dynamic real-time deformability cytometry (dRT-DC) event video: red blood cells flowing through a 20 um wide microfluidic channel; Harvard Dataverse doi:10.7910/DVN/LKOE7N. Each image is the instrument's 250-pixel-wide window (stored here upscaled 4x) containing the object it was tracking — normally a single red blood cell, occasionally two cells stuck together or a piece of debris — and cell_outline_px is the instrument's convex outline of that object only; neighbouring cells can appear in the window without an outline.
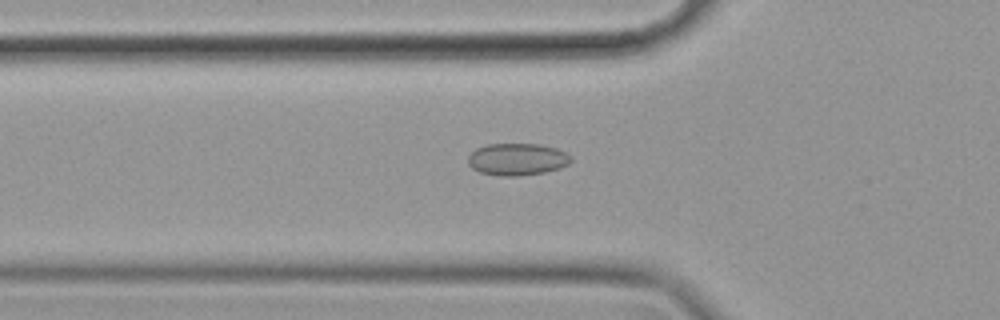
{"species": "common noctule bat (a hibernating species)", "species_latin": "Nyctalus noctula", "temperature_condition": "cold", "stored_images_in_passage": 57, "camera_frame_rate_fps": 3000, "um_per_image_px": 0.085, "animal": {"sex": "female", "body_mass_g": 19.9}, "frame": {"image": 1, "passage_image": 19, "time_ms": 6.0, "image_size_px": [1000, 320], "cell_outline_px": [[572, 160], [568, 164], [560, 168], [544, 172], [520, 176], [500, 176], [480, 172], [472, 168], [468, 164], [468, 156], [476, 148], [488, 144], [536, 144], [556, 148], [572, 156]], "centroid_in_image_um": [43.95, 13.54], "position_along_channel_um": 81.8, "area_um2": 19.25}}
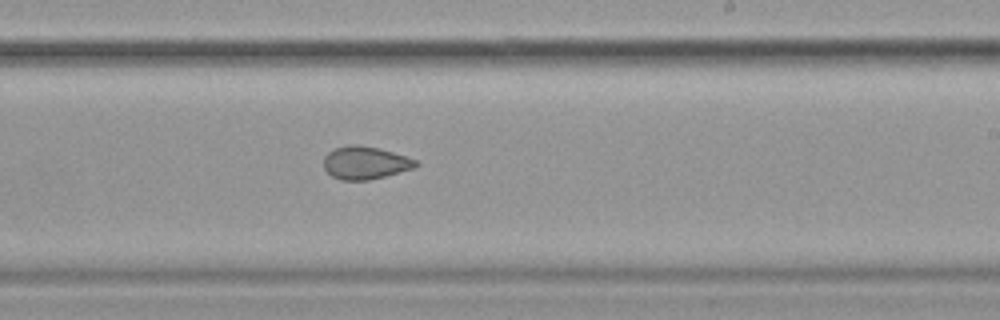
{"frame": {"image": 2, "passage_image": 34, "time_ms": 11.0, "image_size_px": [1000, 320], "cell_outline_px": [[420, 164], [416, 168], [368, 180], [340, 180], [332, 176], [324, 168], [324, 156], [328, 152], [336, 148], [348, 144], [356, 144], [380, 148], [416, 160]], "centroid_in_image_um": [31.04, 13.83], "position_along_channel_um": 258.0, "area_um2": 17.63}}
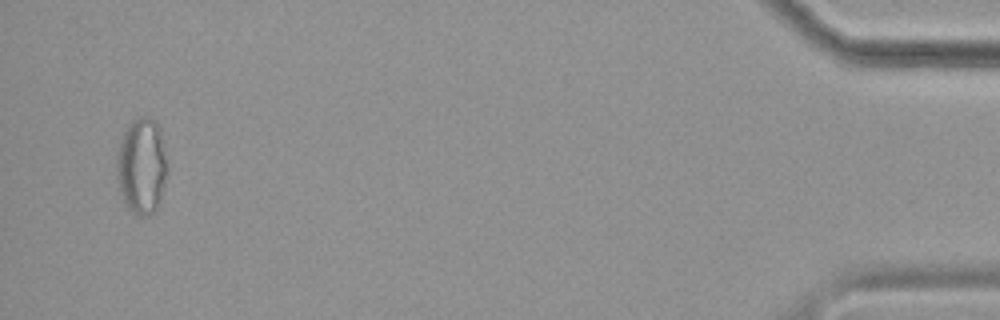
{"frame": {"image": 3, "passage_image": 55, "time_ms": 18.0, "image_size_px": [1000, 320], "cell_outline_px": [[168, 172], [160, 200], [156, 208], [148, 216], [140, 216], [132, 212], [124, 204], [120, 192], [116, 176], [116, 160], [120, 140], [128, 124], [136, 116], [148, 116], [156, 120], [160, 128], [168, 164]], "centroid_in_image_um": [12.05, 14.08], "position_along_channel_um": 423.2, "area_um2": 29.02}, "authors_computed_cell_mechanics": {"area_um2": 20.4612, "velocity_mm_per_s": 3.5187, "shape_relaxation_time_tau1_ms": null, "shape_relaxation_time_tau2_ms": 3.6252, "deformation_change_tau1": null, "deformation_change_tau2": 0.0709}}